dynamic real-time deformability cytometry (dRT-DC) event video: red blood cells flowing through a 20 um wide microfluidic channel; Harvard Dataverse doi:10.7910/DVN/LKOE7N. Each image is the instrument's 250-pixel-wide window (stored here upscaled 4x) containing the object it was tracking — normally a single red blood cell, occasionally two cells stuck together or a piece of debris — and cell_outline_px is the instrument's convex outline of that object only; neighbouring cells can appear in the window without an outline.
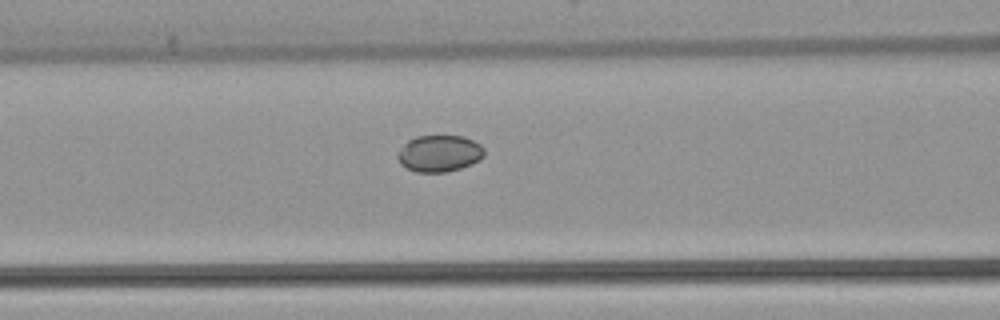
{"species": "common noctule bat (a hibernating species)", "species_latin": "Nyctalus noctula", "temperature_condition": "warm", "stored_images_in_passage": 20, "camera_frame_rate_fps": 3000, "um_per_image_px": 0.085, "animal": {"sex": "female", "body_mass_g": 22.7, "forearm_length_mm": 54.2}, "frame": {"image": 1, "passage_image": 15, "time_ms": 4.667, "image_size_px": [1000, 320], "cell_outline_px": [[484, 156], [480, 160], [472, 164], [448, 172], [416, 172], [400, 164], [396, 156], [396, 152], [408, 140], [416, 136], [464, 136], [480, 144], [484, 148]], "centroid_in_image_um": [37.33, 13.04], "position_along_channel_um": 129.3, "area_um2": 18.67}}